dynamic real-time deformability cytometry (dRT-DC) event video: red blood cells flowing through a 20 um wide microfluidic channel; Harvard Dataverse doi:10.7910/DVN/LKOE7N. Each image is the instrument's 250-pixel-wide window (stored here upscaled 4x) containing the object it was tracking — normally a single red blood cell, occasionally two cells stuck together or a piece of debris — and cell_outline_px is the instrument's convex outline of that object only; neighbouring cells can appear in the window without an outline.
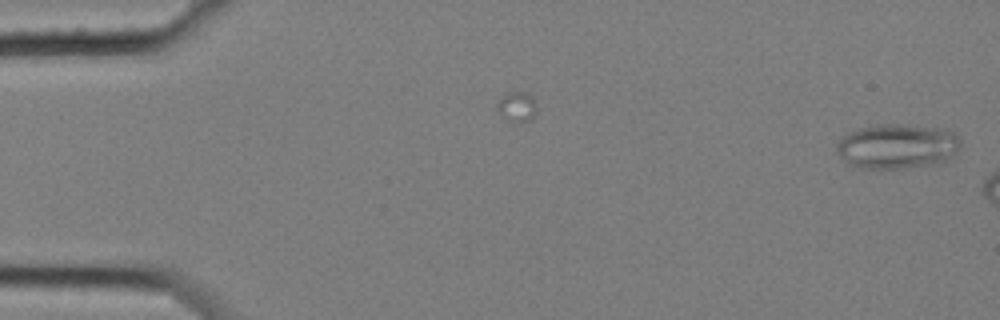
{"species": "common noctule bat (a hibernating species)", "species_latin": "Nyctalus noctula", "temperature_condition": "cold", "stored_images_in_passage": 3, "camera_frame_rate_fps": 3000, "um_per_image_px": 0.085, "animal": {"sex": "female", "body_mass_g": 25.1}, "frame": {"image": 1, "passage_image": 1, "time_ms": 0.0, "image_size_px": [1000, 320], "cell_outline_px": [[960, 144], [956, 152], [940, 164], [880, 172], [856, 168], [848, 164], [836, 152], [836, 144], [844, 136], [856, 128], [876, 124], [908, 124], [948, 128], [960, 140]], "centroid_in_image_um": [76.23, 12.47], "position_along_channel_um": 8.8, "area_um2": 33.7}}